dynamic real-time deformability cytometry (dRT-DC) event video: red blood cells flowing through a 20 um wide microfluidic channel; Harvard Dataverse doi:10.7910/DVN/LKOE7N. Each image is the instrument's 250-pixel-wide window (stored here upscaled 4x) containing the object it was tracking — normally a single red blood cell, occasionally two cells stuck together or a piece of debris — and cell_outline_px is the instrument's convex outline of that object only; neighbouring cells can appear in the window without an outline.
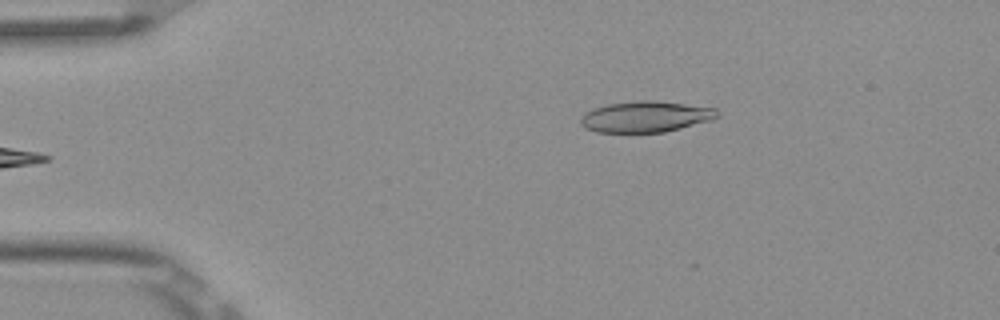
{"species": "Egyptian fruit bat (a non-hibernating species)", "species_latin": "Rousettus aegyptiacus", "temperature_condition": "room temperature", "stored_images_in_passage": 6, "camera_frame_rate_fps": 3000, "um_per_image_px": 0.085, "frame": {"image": 1, "passage_image": 6, "time_ms": 1.667, "image_size_px": [1000, 320], "cell_outline_px": [[720, 116], [712, 120], [664, 132], [596, 132], [584, 128], [580, 124], [580, 120], [584, 112], [592, 108], [608, 104], [640, 100], [656, 100], [716, 108]], "centroid_in_image_um": [54.86, 9.91], "position_along_channel_um": 30.1, "area_um2": 24.85}}